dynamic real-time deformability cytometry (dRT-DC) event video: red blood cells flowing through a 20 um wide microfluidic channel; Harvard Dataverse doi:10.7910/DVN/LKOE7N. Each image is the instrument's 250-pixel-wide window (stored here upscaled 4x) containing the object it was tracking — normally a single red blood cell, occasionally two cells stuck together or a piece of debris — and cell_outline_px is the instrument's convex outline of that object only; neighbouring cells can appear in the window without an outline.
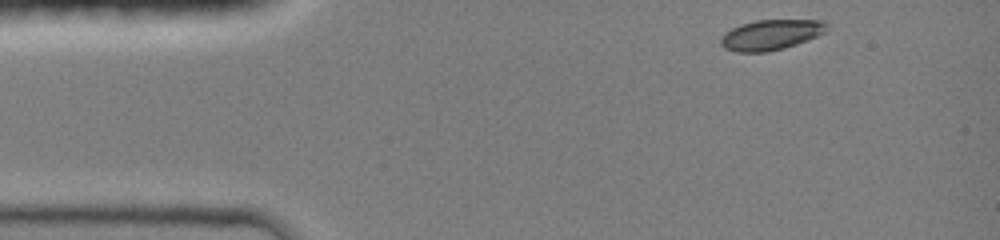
{"species": "common noctule bat (a hibernating species)", "species_latin": "Nyctalus noctula", "temperature_condition": "room temperature", "stored_images_in_passage": 28, "camera_frame_rate_fps": 3000, "um_per_image_px": 0.085, "animal": {"sex": "female", "body_mass_g": 19.0, "forearm_length_mm": 51.5}, "frame": {"image": 1, "passage_image": 1, "time_ms": 0.0, "image_size_px": [1000, 240], "cell_outline_px": [[828, 28], [824, 32], [808, 40], [784, 48], [768, 52], [736, 52], [724, 48], [720, 44], [720, 40], [724, 32], [740, 24], [756, 20], [824, 20], [828, 24]], "centroid_in_image_um": [65.51, 2.95], "position_along_channel_um": 19.5, "area_um2": 18.84}}
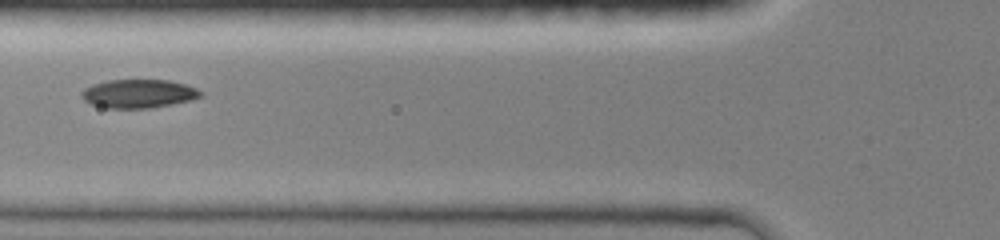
{"frame": {"image": 2, "passage_image": 13, "time_ms": 4.0, "image_size_px": [1000, 240], "cell_outline_px": [[200, 96], [188, 100], [172, 104], [152, 108], [108, 108], [92, 104], [84, 100], [80, 96], [80, 92], [84, 88], [92, 84], [108, 80], [168, 80], [184, 84], [196, 88], [200, 92]], "centroid_in_image_um": [11.7, 7.96], "position_along_channel_um": 114.1, "area_um2": 19.65}}
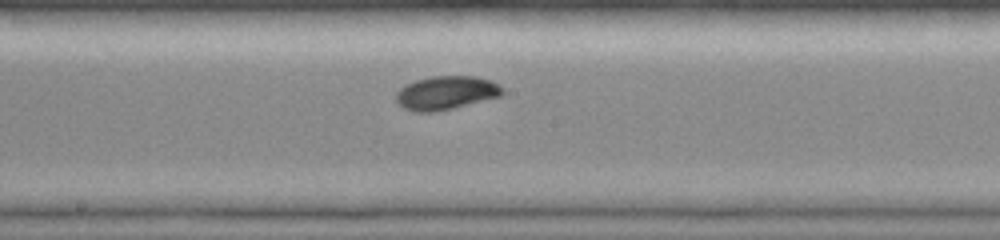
{"frame": {"image": 3, "passage_image": 20, "time_ms": 6.333, "image_size_px": [1000, 240], "cell_outline_px": [[504, 92], [500, 96], [436, 112], [412, 112], [404, 108], [396, 100], [396, 92], [404, 84], [416, 80], [432, 76], [476, 76], [492, 80], [500, 84], [504, 88]], "centroid_in_image_um": [37.92, 7.88], "position_along_channel_um": 210.3, "area_um2": 20.98}}